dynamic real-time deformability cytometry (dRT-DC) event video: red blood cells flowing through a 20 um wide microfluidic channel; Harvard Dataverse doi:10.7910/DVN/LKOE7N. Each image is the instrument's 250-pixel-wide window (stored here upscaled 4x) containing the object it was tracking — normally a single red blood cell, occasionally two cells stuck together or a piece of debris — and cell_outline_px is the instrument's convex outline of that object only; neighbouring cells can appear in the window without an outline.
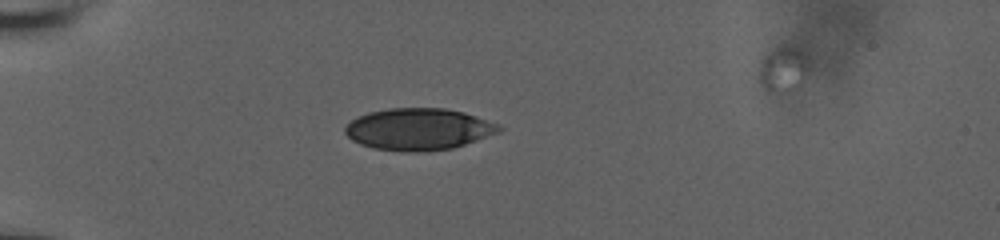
{"species": "human", "species_latin": "Homo sapiens", "temperature_condition": "room temperature", "stored_images_in_passage": 41, "camera_frame_rate_fps": 3000, "um_per_image_px": 0.085, "donor": {"sex": "male"}, "frame": {"image": 1, "passage_image": 2, "time_ms": 0.333, "image_size_px": [1000, 240], "cell_outline_px": [[504, 128], [500, 132], [452, 148], [416, 152], [404, 152], [372, 148], [360, 144], [352, 140], [344, 132], [344, 128], [352, 120], [368, 112], [388, 108], [444, 108], [464, 112], [500, 124]], "centroid_in_image_um": [35.58, 10.98], "position_along_channel_um": 49.4, "area_um2": 37.51}}
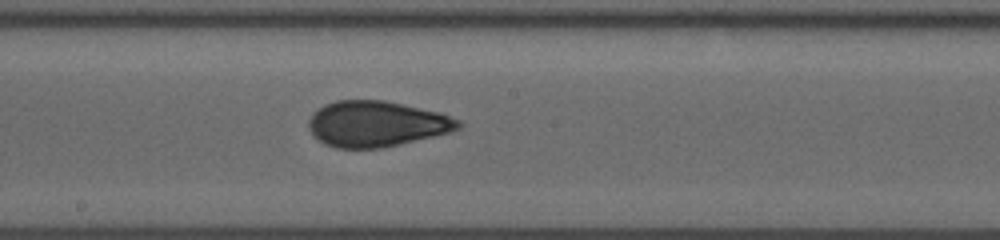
{"frame": {"image": 2, "passage_image": 17, "time_ms": 5.333, "image_size_px": [1000, 240], "cell_outline_px": [[464, 124], [460, 128], [448, 132], [400, 144], [380, 148], [336, 148], [324, 144], [308, 128], [308, 120], [312, 112], [316, 108], [324, 104], [336, 100], [384, 100], [440, 112], [460, 120]], "centroid_in_image_um": [31.98, 10.51], "position_along_channel_um": 216.2, "area_um2": 39.94}}
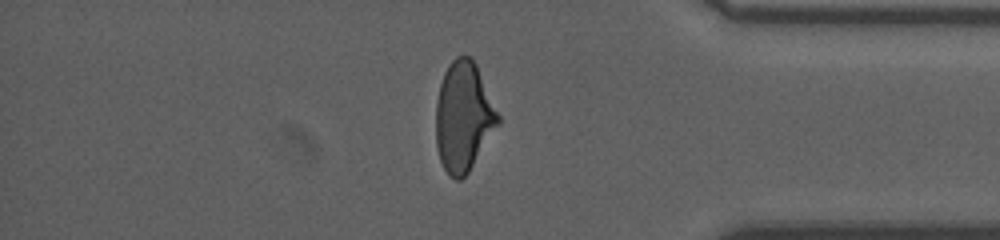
{"frame": {"image": 3, "passage_image": 32, "time_ms": 10.333, "image_size_px": [1000, 240], "cell_outline_px": [[500, 124], [468, 172], [460, 180], [456, 180], [448, 176], [440, 160], [436, 144], [436, 104], [440, 84], [444, 72], [448, 64], [456, 56], [472, 56], [476, 64], [500, 116]], "centroid_in_image_um": [39.4, 9.92], "position_along_channel_um": 395.8, "area_um2": 39.77}}